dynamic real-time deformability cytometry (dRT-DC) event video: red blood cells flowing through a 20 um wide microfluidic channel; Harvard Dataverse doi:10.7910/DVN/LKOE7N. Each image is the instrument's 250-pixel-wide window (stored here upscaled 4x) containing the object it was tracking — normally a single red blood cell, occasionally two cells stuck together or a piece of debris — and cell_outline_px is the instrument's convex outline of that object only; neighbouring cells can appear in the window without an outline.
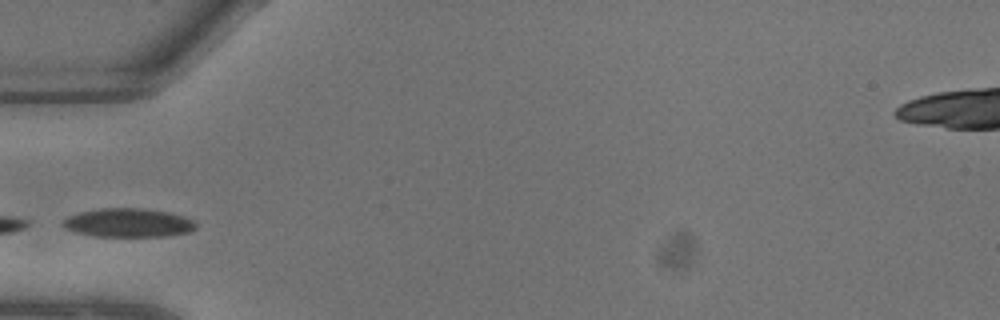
{"species": "common noctule bat (a hibernating species)", "species_latin": "Nyctalus noctula", "temperature_condition": "warm", "stored_images_in_passage": 13, "camera_frame_rate_fps": 3000, "um_per_image_px": 0.085, "animal": {"sex": "male", "body_mass_g": 13.3}, "frame": {"image": 1, "passage_image": 3, "time_ms": 0.667, "image_size_px": [1000, 320], "cell_outline_px": [[196, 228], [188, 232], [164, 236], [96, 236], [76, 232], [64, 228], [60, 224], [68, 216], [80, 212], [100, 208], [140, 208], [168, 212], [184, 216], [192, 220], [196, 224]], "centroid_in_image_um": [10.88, 18.93], "position_along_channel_um": 74.1, "area_um2": 22.14}}